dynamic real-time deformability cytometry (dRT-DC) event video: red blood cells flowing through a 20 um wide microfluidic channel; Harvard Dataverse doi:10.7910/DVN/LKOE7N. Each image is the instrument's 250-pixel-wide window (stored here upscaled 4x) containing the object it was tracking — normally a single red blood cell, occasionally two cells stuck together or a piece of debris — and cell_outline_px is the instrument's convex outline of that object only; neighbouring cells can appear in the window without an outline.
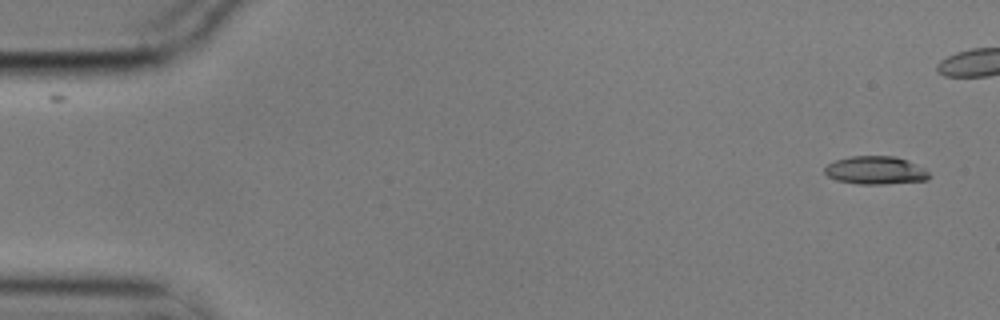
{"species": "common noctule bat (a hibernating species)", "species_latin": "Nyctalus noctula", "temperature_condition": "cold", "stored_images_in_passage": 2, "camera_frame_rate_fps": 3000, "um_per_image_px": 0.085, "animal": {"sex": "male", "body_mass_g": 17.9}, "frame": {"image": 1, "passage_image": 2, "time_ms": 0.333, "image_size_px": [1000, 320], "cell_outline_px": [[932, 176], [928, 180], [880, 184], [860, 184], [836, 180], [828, 176], [824, 172], [824, 168], [828, 164], [836, 160], [852, 156], [896, 156], [908, 160], [924, 168]], "centroid_in_image_um": [74.44, 14.47], "position_along_channel_um": 10.6, "area_um2": 17.11}}